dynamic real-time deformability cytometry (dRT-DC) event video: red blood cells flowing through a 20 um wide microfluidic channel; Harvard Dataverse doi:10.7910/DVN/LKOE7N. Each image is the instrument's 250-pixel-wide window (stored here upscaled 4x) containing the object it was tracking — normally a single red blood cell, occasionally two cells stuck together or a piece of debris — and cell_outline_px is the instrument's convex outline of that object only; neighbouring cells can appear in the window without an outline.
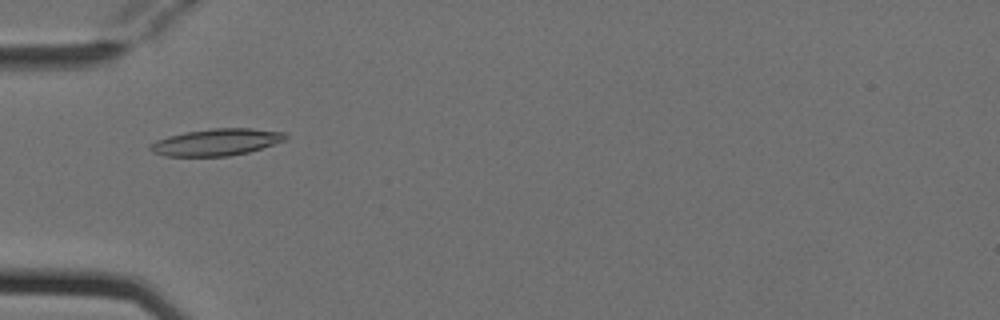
{"species": "Egyptian fruit bat (a non-hibernating species)", "species_latin": "Rousettus aegyptiacus", "temperature_condition": "cold", "stored_images_in_passage": 3, "camera_frame_rate_fps": 3000, "um_per_image_px": 0.085, "animal": {"sex": "female"}, "frame": {"image": 1, "passage_image": 1, "time_ms": 0.0, "image_size_px": [1000, 320], "cell_outline_px": [[288, 136], [284, 140], [248, 152], [228, 156], [164, 156], [152, 152], [148, 148], [148, 144], [156, 140], [168, 136], [184, 132], [212, 128], [252, 128], [284, 132]], "centroid_in_image_um": [18.33, 12.08], "position_along_channel_um": 66.7, "area_um2": 21.15}}
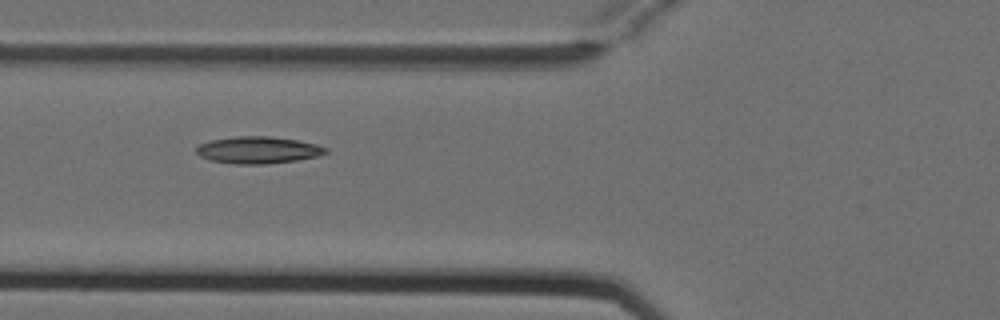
{"frame": {"image": 2, "passage_image": 2, "time_ms": 0.333, "image_size_px": [1000, 320], "cell_outline_px": [[328, 152], [320, 156], [296, 160], [264, 164], [236, 164], [208, 160], [200, 156], [196, 152], [196, 148], [200, 144], [212, 140], [236, 136], [268, 136], [296, 140], [316, 144], [328, 148]], "centroid_in_image_um": [21.94, 12.75], "position_along_channel_um": 103.9, "area_um2": 20.29}}
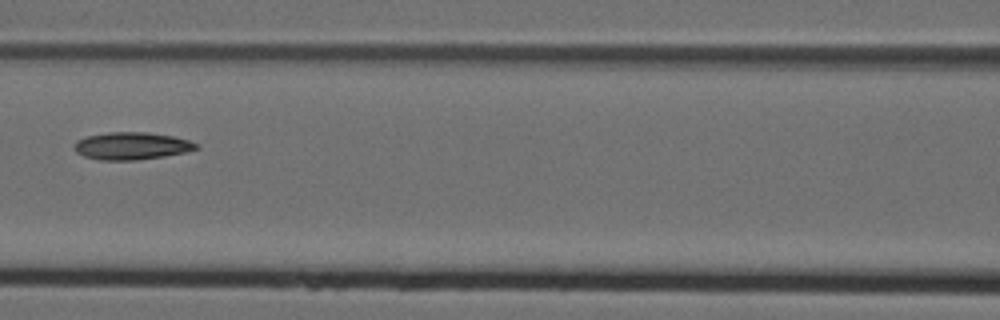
{"frame": {"image": 3, "passage_image": 3, "time_ms": 0.667, "image_size_px": [1000, 320], "cell_outline_px": [[200, 148], [184, 152], [164, 156], [136, 160], [100, 160], [84, 156], [76, 152], [72, 148], [76, 140], [88, 136], [108, 132], [148, 132], [172, 136], [188, 140], [196, 144]], "centroid_in_image_um": [11.14, 12.4], "position_along_channel_um": 155.5, "area_um2": 19.42}}